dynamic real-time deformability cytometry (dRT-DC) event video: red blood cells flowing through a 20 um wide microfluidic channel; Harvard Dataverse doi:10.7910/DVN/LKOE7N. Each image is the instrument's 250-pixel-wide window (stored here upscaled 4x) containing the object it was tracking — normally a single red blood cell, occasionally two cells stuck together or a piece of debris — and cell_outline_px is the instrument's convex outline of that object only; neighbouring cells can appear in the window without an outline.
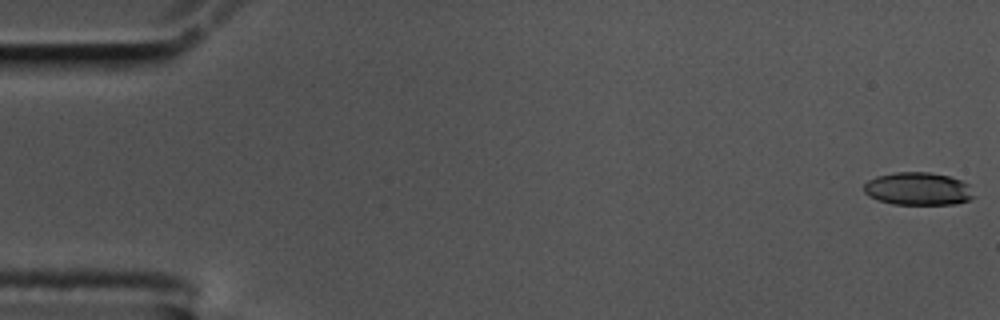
{"species": "common noctule bat (a hibernating species)", "species_latin": "Nyctalus noctula", "temperature_condition": "cold", "stored_images_in_passage": 58, "camera_frame_rate_fps": 3000, "um_per_image_px": 0.085, "animal": {"sex": "male", "body_mass_g": 17.5, "forearm_length_mm": 52.3}, "frame": {"image": 1, "passage_image": 1, "time_ms": 0.0, "image_size_px": [1000, 320], "cell_outline_px": [[976, 196], [968, 200], [956, 204], [892, 204], [868, 196], [864, 192], [864, 184], [868, 180], [876, 176], [896, 172], [932, 172], [948, 176], [960, 180], [968, 184]], "centroid_in_image_um": [78.04, 16.04], "position_along_channel_um": 7.0, "area_um2": 21.1}}
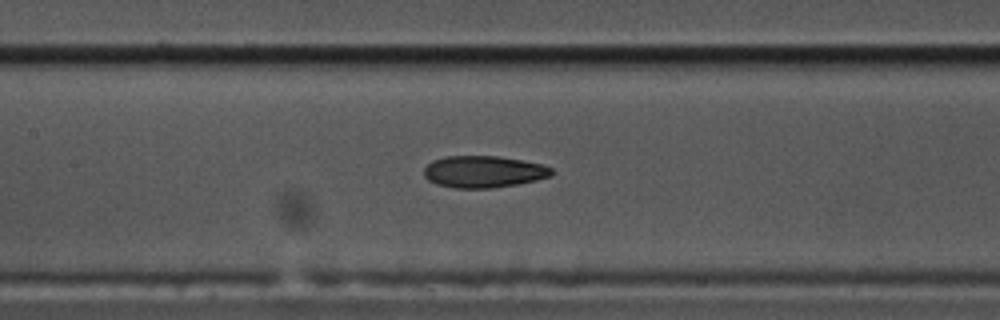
{"frame": {"image": 2, "passage_image": 27, "time_ms": 8.667, "image_size_px": [1000, 320], "cell_outline_px": [[556, 172], [552, 176], [536, 180], [516, 184], [492, 188], [452, 188], [436, 184], [428, 180], [424, 176], [424, 168], [432, 160], [444, 156], [500, 156], [524, 160], [544, 164], [552, 168]], "centroid_in_image_um": [41.13, 14.59], "position_along_channel_um": 166.3, "area_um2": 24.04}}
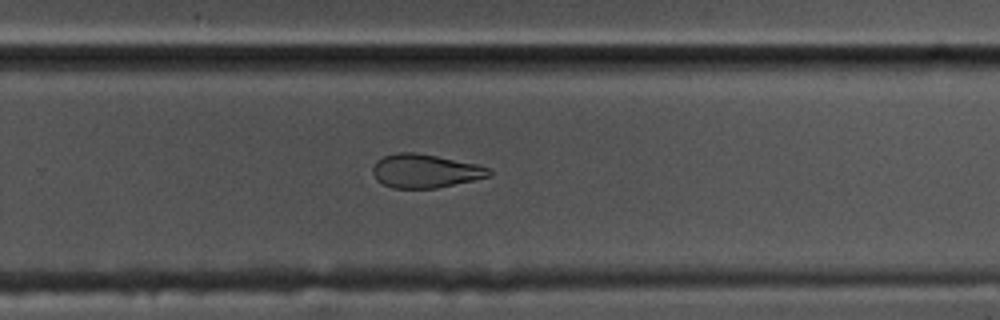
{"frame": {"image": 3, "passage_image": 38, "time_ms": 12.333, "image_size_px": [1000, 320], "cell_outline_px": [[492, 172], [488, 176], [472, 180], [436, 188], [392, 188], [376, 180], [372, 172], [372, 168], [376, 160], [384, 156], [396, 152], [416, 152], [476, 164], [488, 168]], "centroid_in_image_um": [36.07, 14.53], "position_along_channel_um": 293.7, "area_um2": 22.6}, "authors_computed_cell_mechanics": {"area_um2": 23.8714, "velocity_mm_per_s": 3.4836, "shape_relaxation_time_tau1_ms": 6.4038, "shape_relaxation_time_tau2_ms": null, "deformation_change_tau1": 0.1619, "deformation_change_tau2": null}}